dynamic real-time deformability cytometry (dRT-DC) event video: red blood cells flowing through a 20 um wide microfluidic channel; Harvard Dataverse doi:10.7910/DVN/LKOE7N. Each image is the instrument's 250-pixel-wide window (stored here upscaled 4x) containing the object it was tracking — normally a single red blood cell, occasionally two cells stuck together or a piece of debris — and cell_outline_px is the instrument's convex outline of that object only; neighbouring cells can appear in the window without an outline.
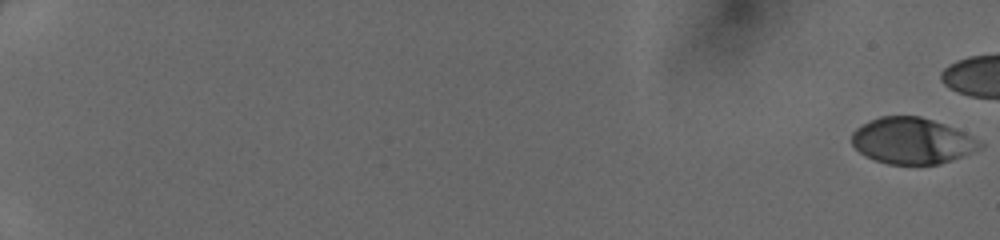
{"species": "human", "species_latin": "Homo sapiens", "temperature_condition": "cold", "stored_images_in_passage": 47, "camera_frame_rate_fps": 3000, "um_per_image_px": 0.085, "donor": {"sex": "female"}, "frame": {"image": 1, "passage_image": 1, "time_ms": 0.0, "image_size_px": [1000, 240], "cell_outline_px": [[984, 148], [952, 160], [940, 164], [888, 164], [864, 156], [852, 144], [852, 132], [856, 128], [880, 116], [920, 116], [944, 124], [964, 132], [984, 144]], "centroid_in_image_um": [77.54, 11.98], "position_along_channel_um": 7.5, "area_um2": 34.33}}
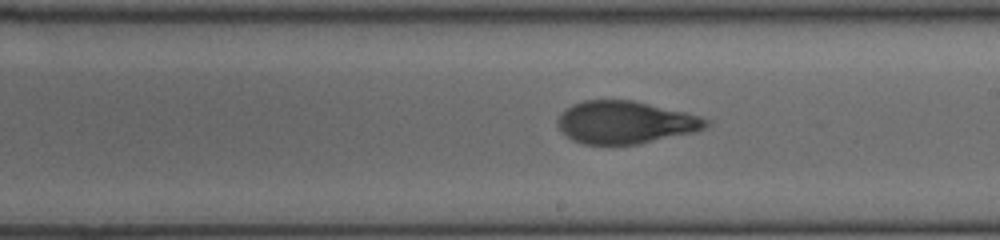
{"frame": {"image": 2, "passage_image": 33, "time_ms": 10.667, "image_size_px": [1000, 240], "cell_outline_px": [[712, 124], [696, 132], [640, 144], [580, 144], [572, 140], [556, 124], [556, 120], [572, 104], [584, 100], [632, 100], [684, 112], [700, 116], [712, 120]], "centroid_in_image_um": [53.2, 10.41], "position_along_channel_um": 235.8, "area_um2": 36.82}}
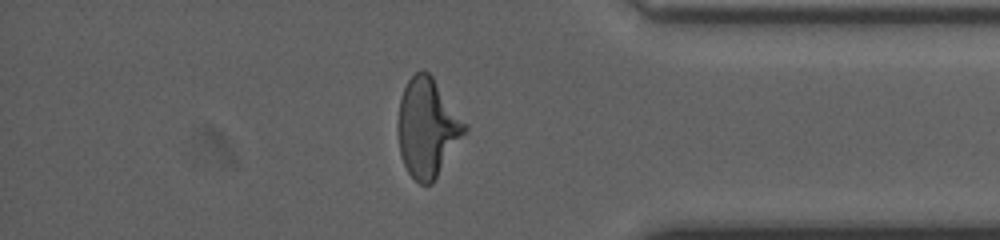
{"frame": {"image": 3, "passage_image": 45, "time_ms": 14.667, "image_size_px": [1000, 240], "cell_outline_px": [[468, 128], [432, 184], [420, 184], [408, 172], [404, 164], [400, 152], [396, 128], [396, 124], [400, 100], [404, 88], [408, 80], [420, 68], [424, 68], [432, 76], [468, 124]], "centroid_in_image_um": [36.31, 10.82], "position_along_channel_um": 398.9, "area_um2": 38.49}}